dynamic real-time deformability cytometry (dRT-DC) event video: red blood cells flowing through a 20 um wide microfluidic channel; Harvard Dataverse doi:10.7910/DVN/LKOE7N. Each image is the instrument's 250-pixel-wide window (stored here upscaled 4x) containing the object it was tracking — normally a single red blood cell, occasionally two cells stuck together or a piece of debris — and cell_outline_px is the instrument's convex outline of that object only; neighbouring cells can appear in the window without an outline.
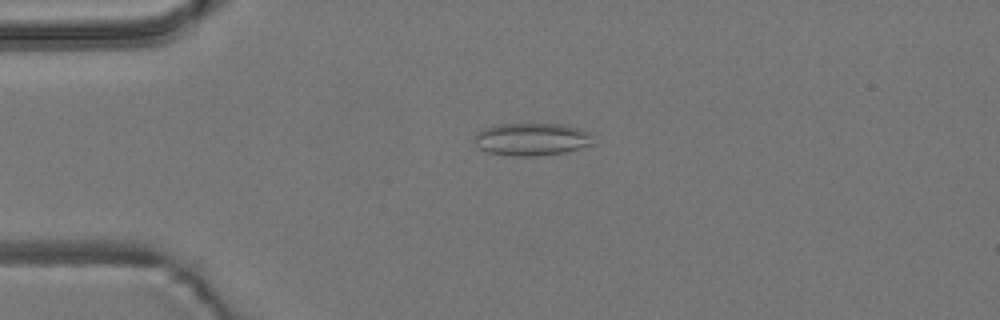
{"species": "common noctule bat (a hibernating species)", "species_latin": "Nyctalus noctula", "temperature_condition": "room temperature", "stored_images_in_passage": 47, "camera_frame_rate_fps": 3000, "um_per_image_px": 0.085, "animal": {"sex": "male", "body_mass_g": 19.2, "forearm_length_mm": 51.8}, "frame": {"image": 1, "passage_image": 5, "time_ms": 1.333, "image_size_px": [1000, 320], "cell_outline_px": [[596, 144], [564, 152], [536, 156], [512, 156], [488, 152], [480, 148], [472, 140], [476, 132], [484, 128], [496, 124], [560, 124], [576, 128], [588, 132]], "centroid_in_image_um": [45.16, 11.84], "position_along_channel_um": 39.8, "area_um2": 22.6}}
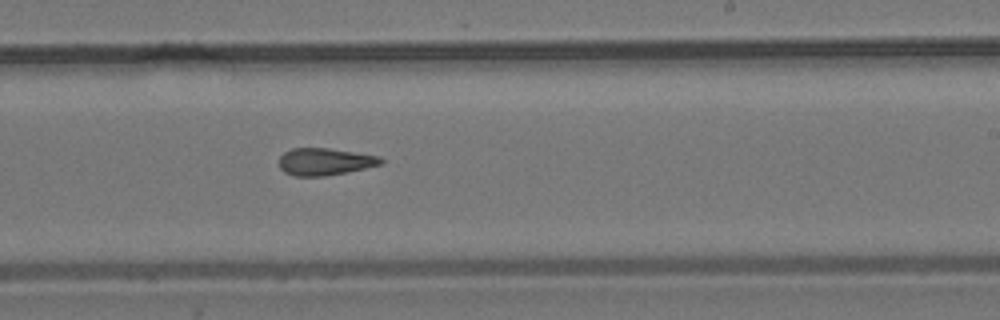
{"frame": {"image": 2, "passage_image": 25, "time_ms": 8.0, "image_size_px": [1000, 320], "cell_outline_px": [[384, 160], [380, 164], [364, 168], [324, 176], [296, 176], [284, 172], [280, 168], [280, 156], [284, 152], [292, 148], [328, 148], [380, 156]], "centroid_in_image_um": [27.58, 13.73], "position_along_channel_um": 261.4, "area_um2": 15.9}}
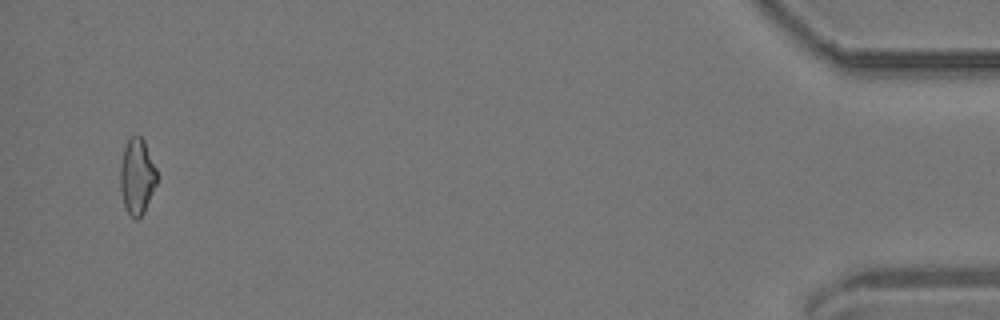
{"frame": {"image": 3, "passage_image": 45, "time_ms": 14.667, "image_size_px": [1000, 320], "cell_outline_px": [[156, 184], [144, 212], [136, 220], [128, 212], [124, 204], [120, 188], [120, 164], [124, 148], [128, 140], [132, 136], [140, 136], [144, 140], [156, 168]], "centroid_in_image_um": [11.64, 14.99], "position_along_channel_um": 423.6, "area_um2": 15.95}, "authors_computed_cell_mechanics": {"area_um2": 16.5886, "velocity_mm_per_s": 3.7499, "shape_relaxation_time_tau1_ms": null, "shape_relaxation_time_tau2_ms": 5.9772, "deformation_change_tau1": null, "deformation_change_tau2": 0.1708}}